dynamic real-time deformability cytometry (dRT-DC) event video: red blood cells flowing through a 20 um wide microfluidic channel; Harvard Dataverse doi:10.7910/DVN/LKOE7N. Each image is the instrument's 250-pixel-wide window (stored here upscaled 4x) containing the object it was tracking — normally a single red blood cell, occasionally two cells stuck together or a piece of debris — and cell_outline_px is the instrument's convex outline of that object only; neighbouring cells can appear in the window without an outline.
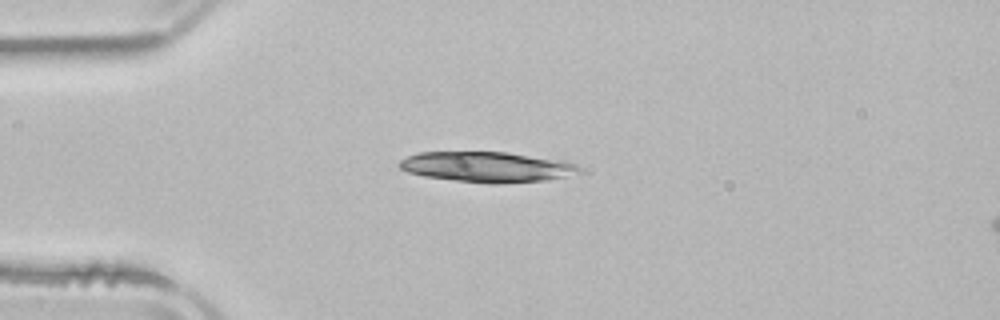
{"species": "common noctule bat (a hibernating species)", "species_latin": "Nyctalus noctula", "temperature_condition": "room temperature", "stored_images_in_passage": 1, "camera_frame_rate_fps": 3000, "um_per_image_px": 0.085, "animal": {"sex": "male", "body_mass_g": 21.5, "forearm_length_mm": 52.0}, "frame": {"image": 1, "passage_image": 1, "time_ms": 0.0, "image_size_px": [1000, 320], "cell_outline_px": [[584, 172], [548, 180], [500, 184], [492, 184], [452, 180], [424, 176], [408, 172], [400, 168], [396, 164], [400, 160], [408, 156], [420, 152], [508, 152], [564, 160], [576, 164]], "centroid_in_image_um": [41.43, 14.19], "position_along_channel_um": 43.6, "area_um2": 32.19}}